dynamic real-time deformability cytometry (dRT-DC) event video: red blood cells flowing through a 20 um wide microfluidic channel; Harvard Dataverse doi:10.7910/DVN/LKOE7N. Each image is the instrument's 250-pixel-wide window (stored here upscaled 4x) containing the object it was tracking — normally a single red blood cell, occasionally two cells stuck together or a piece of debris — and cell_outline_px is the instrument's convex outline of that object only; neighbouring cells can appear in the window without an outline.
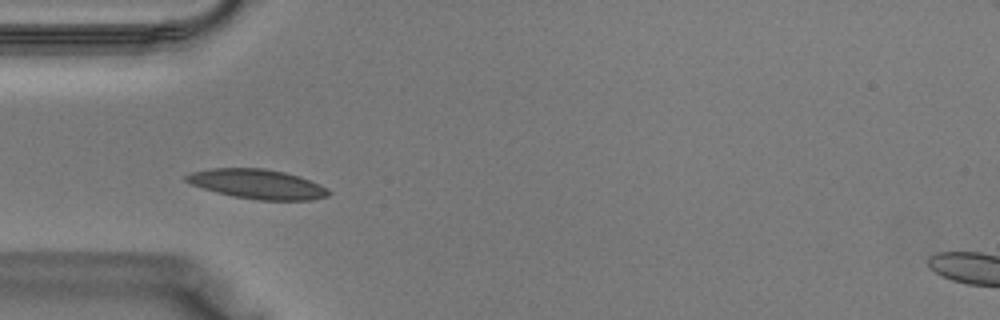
{"species": "Egyptian fruit bat (a non-hibernating species)", "species_latin": "Rousettus aegyptiacus", "temperature_condition": "warm", "stored_images_in_passage": 28, "camera_frame_rate_fps": 3000, "um_per_image_px": 0.085, "animal": {"sex": "male"}, "frame": {"image": 1, "passage_image": 1, "time_ms": 0.0, "image_size_px": [1000, 320], "cell_outline_px": [[332, 192], [328, 196], [312, 200], [260, 200], [232, 196], [216, 192], [192, 184], [184, 180], [184, 176], [192, 172], [208, 168], [264, 168], [284, 172], [300, 176], [320, 184], [328, 188]], "centroid_in_image_um": [21.91, 15.64], "position_along_channel_um": 63.1, "area_um2": 24.62}}
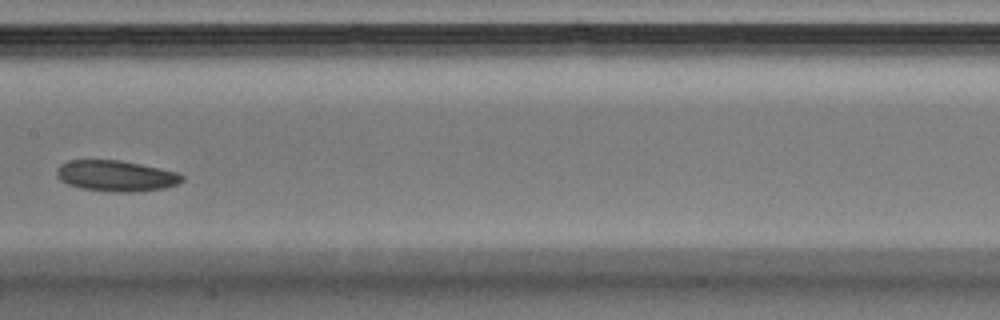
{"frame": {"image": 2, "passage_image": 9, "time_ms": 2.667, "image_size_px": [1000, 320], "cell_outline_px": [[184, 180], [176, 184], [164, 188], [132, 192], [112, 192], [80, 188], [68, 184], [60, 180], [56, 176], [56, 168], [60, 164], [68, 160], [120, 160], [180, 172], [184, 176]], "centroid_in_image_um": [9.85, 14.94], "position_along_channel_um": 197.5, "area_um2": 22.77}}
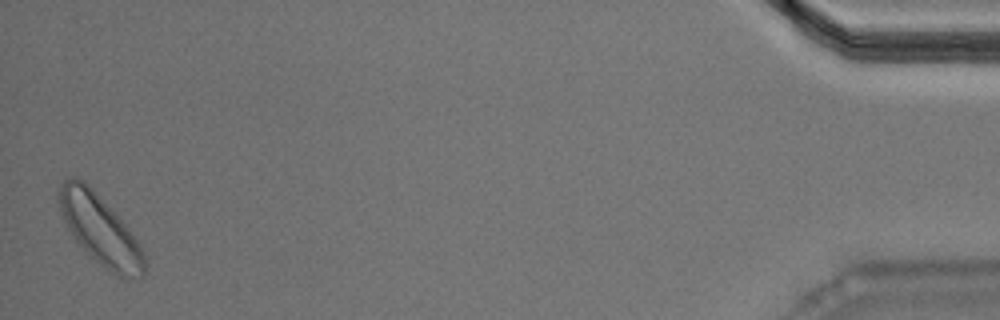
{"frame": {"image": 3, "passage_image": 28, "time_ms": 9.0, "image_size_px": [1000, 320], "cell_outline_px": [[148, 264], [144, 276], [116, 276], [100, 264], [72, 236], [60, 212], [56, 200], [60, 184], [68, 176], [76, 176], [84, 180], [92, 188], [128, 228], [140, 244], [144, 252]], "centroid_in_image_um": [8.49, 19.48], "position_along_channel_um": 426.7, "area_um2": 34.56}}